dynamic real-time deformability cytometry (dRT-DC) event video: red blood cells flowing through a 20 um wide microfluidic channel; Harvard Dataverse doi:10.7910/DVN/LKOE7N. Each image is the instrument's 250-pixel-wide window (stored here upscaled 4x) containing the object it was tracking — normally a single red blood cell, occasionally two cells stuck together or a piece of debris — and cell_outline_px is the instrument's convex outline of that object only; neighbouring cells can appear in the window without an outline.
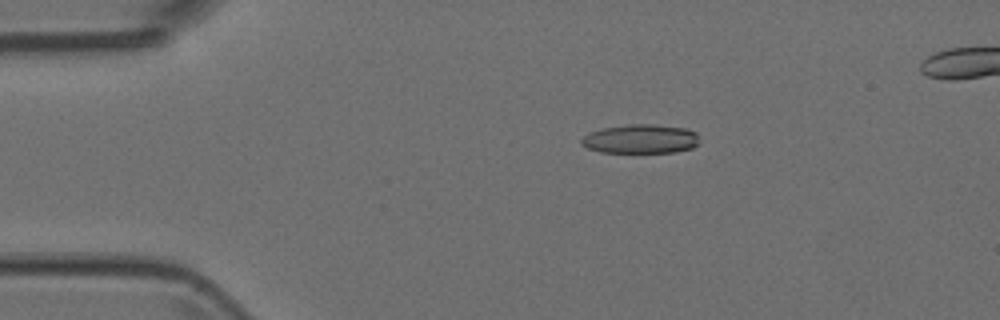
{"species": "Egyptian fruit bat (a non-hibernating species)", "species_latin": "Rousettus aegyptiacus", "temperature_condition": "room temperature", "stored_images_in_passage": 6, "camera_frame_rate_fps": 3000, "um_per_image_px": 0.085, "animal": {"sex": "female"}, "frame": {"image": 1, "passage_image": 3, "time_ms": 0.667, "image_size_px": [1000, 320], "cell_outline_px": [[696, 144], [692, 148], [676, 152], [600, 152], [588, 148], [580, 144], [580, 140], [584, 136], [592, 132], [604, 128], [628, 124], [652, 124], [688, 128], [696, 132]], "centroid_in_image_um": [54.44, 11.81], "position_along_channel_um": 30.6, "area_um2": 19.83}}
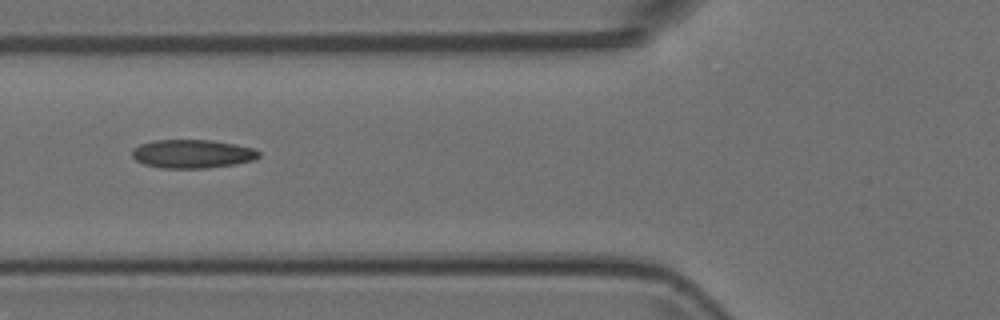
{"frame": {"image": 2, "passage_image": 6, "time_ms": 1.667, "image_size_px": [1000, 320], "cell_outline_px": [[260, 156], [256, 160], [236, 164], [208, 168], [160, 168], [144, 164], [136, 160], [132, 156], [132, 148], [140, 144], [152, 140], [212, 140], [236, 144], [252, 148], [260, 152]], "centroid_in_image_um": [16.36, 13.08], "position_along_channel_um": 109.4, "area_um2": 21.33}}